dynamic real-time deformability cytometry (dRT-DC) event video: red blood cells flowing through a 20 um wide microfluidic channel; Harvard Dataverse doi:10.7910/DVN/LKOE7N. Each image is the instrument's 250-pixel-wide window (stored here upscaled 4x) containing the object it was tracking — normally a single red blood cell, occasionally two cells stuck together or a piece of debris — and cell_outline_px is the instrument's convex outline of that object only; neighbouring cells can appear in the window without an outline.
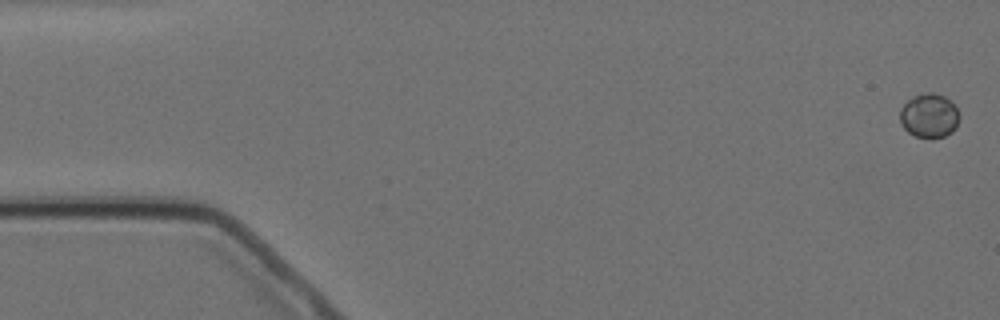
{"species": "Egyptian fruit bat (a non-hibernating species)", "species_latin": "Rousettus aegyptiacus", "temperature_condition": "cold", "stored_images_in_passage": 4, "camera_frame_rate_fps": 3000, "um_per_image_px": 0.085, "animal": {"sex": "female"}, "frame": {"image": 1, "passage_image": 1, "time_ms": 0.0, "image_size_px": [1000, 320], "cell_outline_px": [[960, 116], [956, 128], [952, 132], [944, 136], [932, 140], [916, 136], [908, 132], [904, 128], [900, 120], [900, 108], [912, 96], [924, 92], [932, 92], [944, 96], [952, 100], [956, 104]], "centroid_in_image_um": [79.01, 9.83], "position_along_channel_um": 6.0, "area_um2": 15.78}}